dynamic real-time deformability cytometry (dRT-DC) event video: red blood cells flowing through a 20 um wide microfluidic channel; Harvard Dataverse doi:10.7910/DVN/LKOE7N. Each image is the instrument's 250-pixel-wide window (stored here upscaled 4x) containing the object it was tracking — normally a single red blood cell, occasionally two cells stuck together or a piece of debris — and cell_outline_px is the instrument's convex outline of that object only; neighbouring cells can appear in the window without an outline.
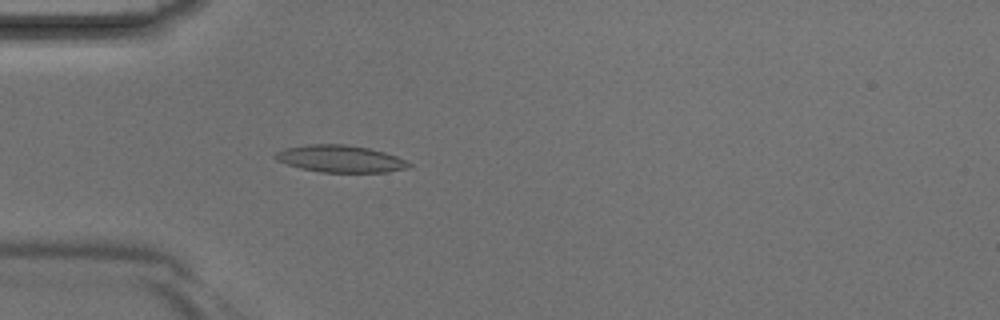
{"species": "Egyptian fruit bat (a non-hibernating species)", "species_latin": "Rousettus aegyptiacus", "temperature_condition": "room temperature", "stored_images_in_passage": 3, "camera_frame_rate_fps": 3000, "um_per_image_px": 0.085, "animal": {"sex": "male"}, "frame": {"image": 1, "passage_image": 3, "time_ms": 0.667, "image_size_px": [1000, 320], "cell_outline_px": [[412, 164], [408, 168], [388, 172], [320, 172], [300, 168], [276, 160], [272, 156], [276, 152], [284, 148], [312, 144], [344, 144], [368, 148], [384, 152], [396, 156]], "centroid_in_image_um": [28.9, 13.5], "position_along_channel_um": 56.1, "area_um2": 20.98}}